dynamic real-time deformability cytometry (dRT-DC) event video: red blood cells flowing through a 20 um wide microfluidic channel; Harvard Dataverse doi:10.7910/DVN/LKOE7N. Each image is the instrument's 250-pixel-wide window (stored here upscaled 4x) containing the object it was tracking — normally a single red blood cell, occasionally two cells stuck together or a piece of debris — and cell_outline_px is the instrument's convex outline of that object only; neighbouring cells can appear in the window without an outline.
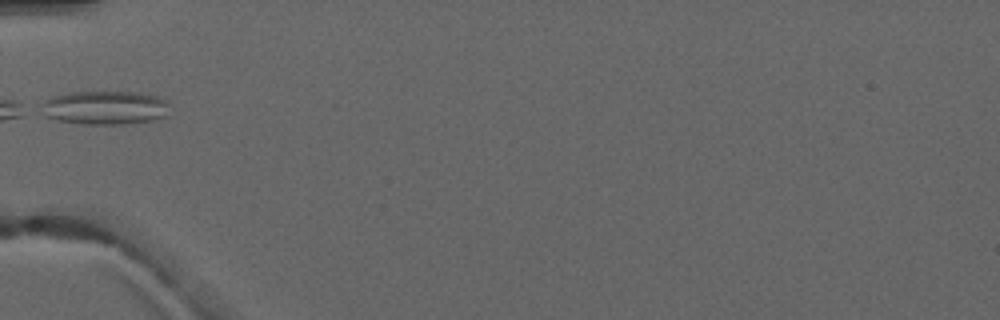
{"species": "common noctule bat (a hibernating species)", "species_latin": "Nyctalus noctula", "temperature_condition": "warm", "stored_images_in_passage": 5, "camera_frame_rate_fps": 3000, "um_per_image_px": 0.085, "animal": {"sex": "male", "forearm_length_mm": 52.5}, "frame": {"image": 1, "passage_image": 5, "time_ms": 4.667, "image_size_px": [1000, 320], "cell_outline_px": [[168, 116], [152, 120], [120, 124], [84, 124], [56, 120], [44, 116], [44, 100], [52, 96], [68, 92], [140, 92], [156, 96], [168, 100]], "centroid_in_image_um": [8.95, 9.14], "position_along_channel_um": 76.0, "area_um2": 25.26}}